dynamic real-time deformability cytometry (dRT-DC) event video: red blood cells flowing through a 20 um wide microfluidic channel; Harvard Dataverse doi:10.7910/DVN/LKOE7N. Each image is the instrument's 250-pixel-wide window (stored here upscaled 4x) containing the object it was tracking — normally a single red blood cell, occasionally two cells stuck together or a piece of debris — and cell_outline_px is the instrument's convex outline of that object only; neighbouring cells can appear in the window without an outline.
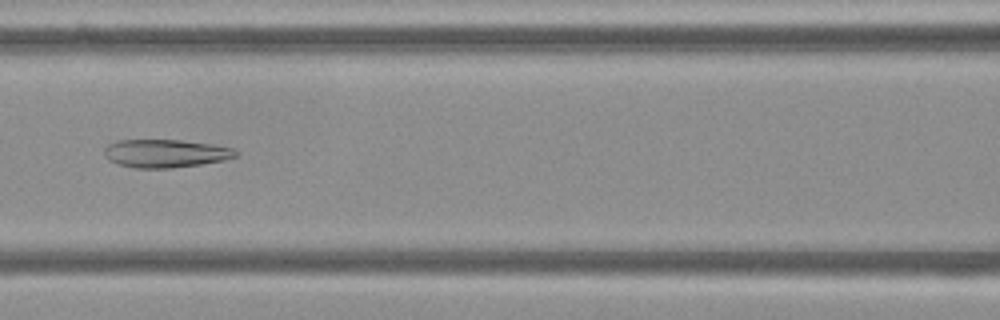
{"species": "Egyptian fruit bat (a non-hibernating species)", "species_latin": "Rousettus aegyptiacus", "temperature_condition": "cold", "stored_images_in_passage": 42, "camera_frame_rate_fps": 3000, "um_per_image_px": 0.085, "frame": {"image": 1, "passage_image": 12, "time_ms": 3.667, "image_size_px": [1000, 320], "cell_outline_px": [[236, 156], [224, 160], [200, 164], [172, 168], [132, 168], [116, 164], [108, 160], [104, 156], [104, 148], [108, 144], [116, 140], [180, 140], [212, 144], [232, 148], [236, 152]], "centroid_in_image_um": [13.99, 13.04], "position_along_channel_um": 152.6, "area_um2": 21.62}}
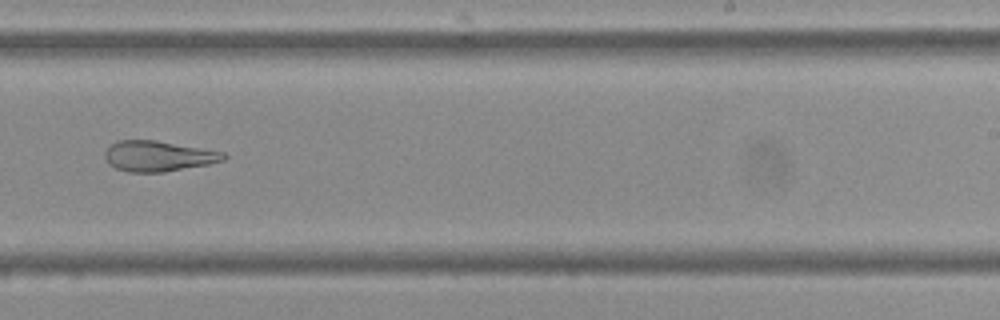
{"frame": {"image": 2, "passage_image": 22, "time_ms": 7.0, "image_size_px": [1000, 320], "cell_outline_px": [[228, 156], [224, 160], [208, 164], [164, 172], [128, 172], [116, 168], [108, 164], [104, 156], [104, 152], [116, 140], [156, 140], [224, 152]], "centroid_in_image_um": [13.43, 13.27], "position_along_channel_um": 275.6, "area_um2": 21.1}}
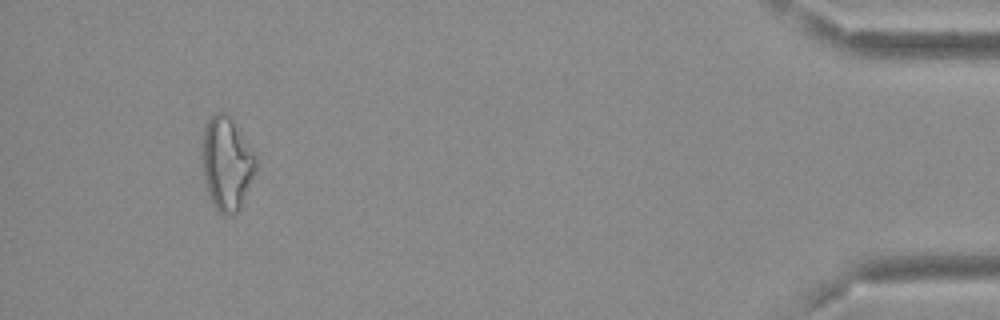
{"frame": {"image": 3, "passage_image": 39, "time_ms": 12.667, "image_size_px": [1000, 320], "cell_outline_px": [[256, 168], [240, 208], [232, 216], [224, 216], [216, 208], [208, 192], [200, 160], [200, 156], [204, 124], [216, 112], [228, 112], [244, 136], [256, 156]], "centroid_in_image_um": [19.24, 13.85], "position_along_channel_um": 416.0, "area_um2": 29.48}, "authors_computed_cell_mechanics": {"area_um2": 24.1026, "velocity_mm_per_s": 3.6983, "shape_relaxation_time_tau1_ms": null, "shape_relaxation_time_tau2_ms": 6.2603, "deformation_change_tau1": null, "deformation_change_tau2": 0.1514}}